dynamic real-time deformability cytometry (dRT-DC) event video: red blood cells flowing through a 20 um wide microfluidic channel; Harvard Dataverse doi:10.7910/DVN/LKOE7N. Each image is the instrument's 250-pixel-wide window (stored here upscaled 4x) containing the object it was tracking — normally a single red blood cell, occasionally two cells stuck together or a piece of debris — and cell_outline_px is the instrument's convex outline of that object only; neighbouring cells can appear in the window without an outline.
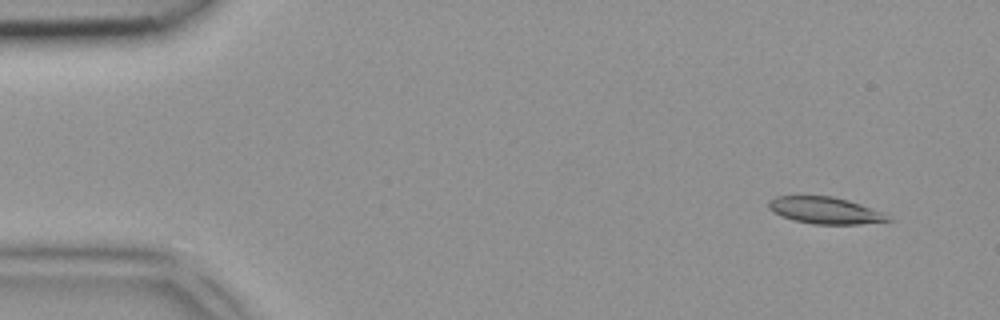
{"species": "common noctule bat (a hibernating species)", "species_latin": "Nyctalus noctula", "temperature_condition": "room temperature", "stored_images_in_passage": 4, "camera_frame_rate_fps": 3000, "um_per_image_px": 0.085, "animal": {"sex": "female", "body_mass_g": 18.4}, "frame": {"image": 1, "passage_image": 2, "time_ms": 0.333, "image_size_px": [1000, 320], "cell_outline_px": [[892, 220], [860, 224], [816, 224], [796, 220], [784, 216], [768, 208], [768, 200], [776, 196], [832, 196], [848, 200], [860, 204], [880, 212], [888, 216]], "centroid_in_image_um": [70.11, 17.87], "position_along_channel_um": 14.9, "area_um2": 18.15}}